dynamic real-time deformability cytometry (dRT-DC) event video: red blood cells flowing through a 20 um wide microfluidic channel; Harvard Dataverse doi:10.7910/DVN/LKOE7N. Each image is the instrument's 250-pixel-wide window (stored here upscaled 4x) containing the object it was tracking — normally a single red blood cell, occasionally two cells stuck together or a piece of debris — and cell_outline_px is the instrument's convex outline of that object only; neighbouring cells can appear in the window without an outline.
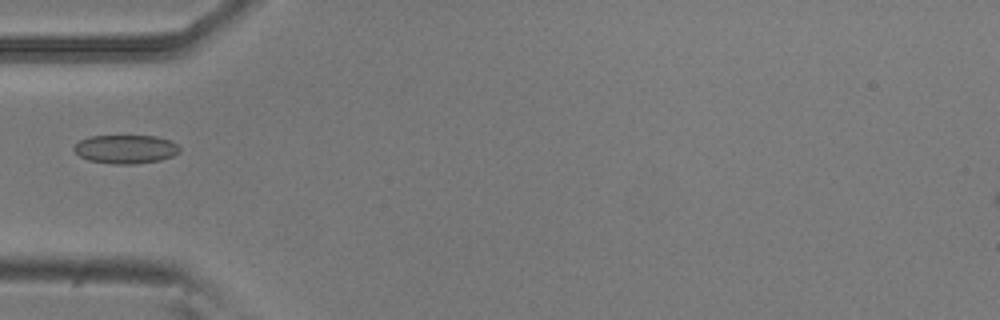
{"species": "common noctule bat (a hibernating species)", "species_latin": "Nyctalus noctula", "temperature_condition": "room temperature", "stored_images_in_passage": 5, "camera_frame_rate_fps": 3000, "um_per_image_px": 0.085, "animal": {"sex": "male", "body_mass_g": 20.5, "forearm_length_mm": 52.5}, "frame": {"image": 1, "passage_image": 5, "time_ms": 1.333, "image_size_px": [1000, 320], "cell_outline_px": [[180, 152], [172, 156], [160, 160], [136, 164], [112, 164], [88, 160], [80, 156], [72, 148], [80, 140], [88, 136], [156, 136], [168, 140], [176, 144], [180, 148]], "centroid_in_image_um": [10.67, 12.68], "position_along_channel_um": 74.3, "area_um2": 17.63}}